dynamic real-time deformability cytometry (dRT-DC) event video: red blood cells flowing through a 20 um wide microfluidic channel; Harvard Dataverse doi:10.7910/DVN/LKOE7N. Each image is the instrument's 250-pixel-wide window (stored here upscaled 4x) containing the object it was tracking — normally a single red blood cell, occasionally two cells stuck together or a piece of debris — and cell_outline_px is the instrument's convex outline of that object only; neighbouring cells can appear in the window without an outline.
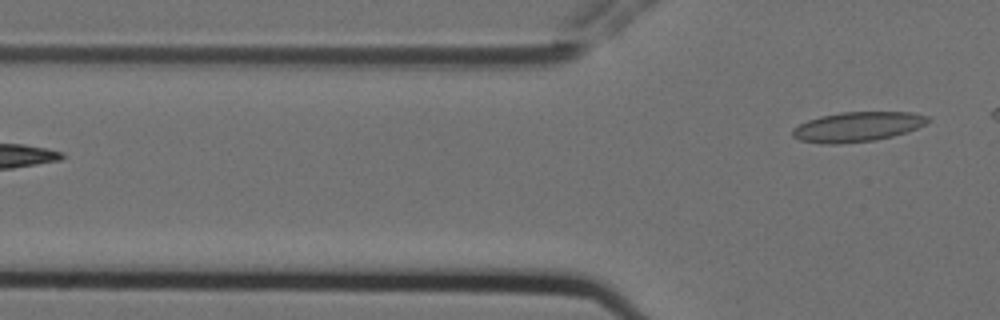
{"species": "Egyptian fruit bat (a non-hibernating species)", "species_latin": "Rousettus aegyptiacus", "temperature_condition": "cold", "stored_images_in_passage": 8, "segment_of_instrument_passage": [2, 2], "camera_frame_rate_fps": 3000, "um_per_image_px": 0.085, "animal": {"sex": "female"}, "frame": {"image": 1, "passage_image": 8, "time_ms": 2.333, "image_size_px": [1000, 320], "cell_outline_px": [[932, 120], [928, 124], [892, 136], [876, 140], [836, 144], [820, 144], [800, 140], [792, 136], [792, 128], [808, 120], [820, 116], [840, 112], [912, 112], [928, 116]], "centroid_in_image_um": [72.88, 10.77], "position_along_channel_um": 52.9, "area_um2": 23.58}}